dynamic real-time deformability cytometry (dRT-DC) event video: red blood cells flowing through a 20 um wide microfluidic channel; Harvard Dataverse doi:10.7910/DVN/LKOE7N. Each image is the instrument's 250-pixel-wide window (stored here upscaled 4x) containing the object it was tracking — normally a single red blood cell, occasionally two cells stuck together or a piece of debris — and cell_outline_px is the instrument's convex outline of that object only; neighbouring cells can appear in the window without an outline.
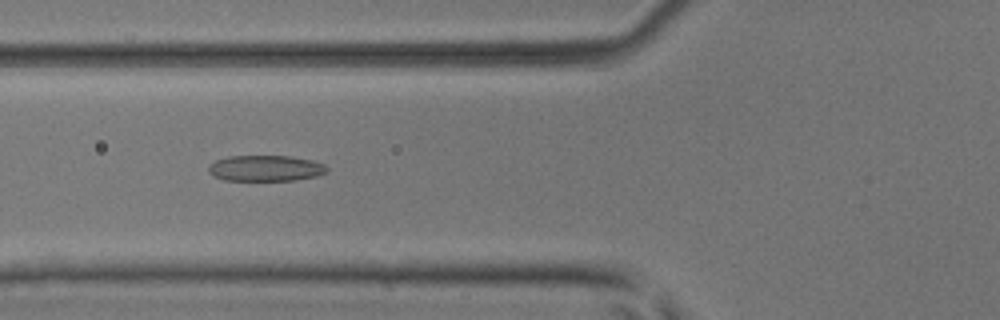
{"species": "common noctule bat (a hibernating species)", "species_latin": "Nyctalus noctula", "temperature_condition": "room temperature", "stored_images_in_passage": 50, "camera_frame_rate_fps": 3000, "um_per_image_px": 0.085, "animal": {"sex": "male", "body_mass_g": 17.9, "forearm_length_mm": 54.2}, "frame": {"image": 1, "passage_image": 20, "time_ms": 6.333, "image_size_px": [1000, 320], "cell_outline_px": [[328, 172], [316, 176], [296, 180], [224, 180], [208, 172], [208, 164], [216, 160], [228, 156], [288, 156], [312, 160], [324, 164], [328, 168]], "centroid_in_image_um": [22.58, 14.3], "position_along_channel_um": 103.2, "area_um2": 17.86}}
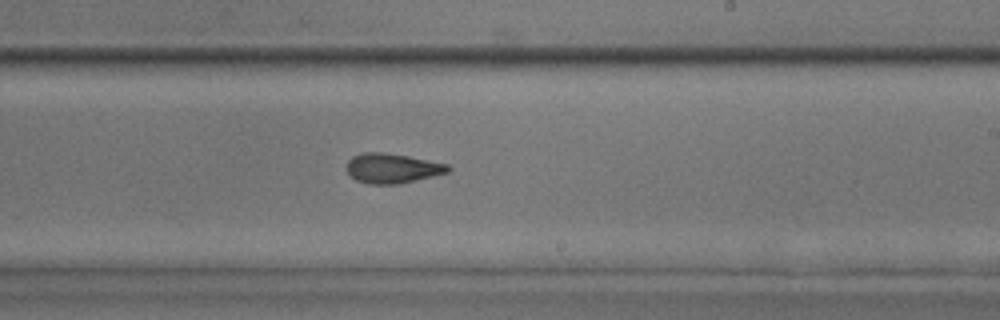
{"frame": {"image": 2, "passage_image": 31, "time_ms": 10.0, "image_size_px": [1000, 320], "cell_outline_px": [[452, 168], [448, 172], [400, 184], [368, 184], [356, 180], [348, 172], [348, 160], [352, 156], [364, 152], [384, 152], [408, 156], [448, 164]], "centroid_in_image_um": [33.35, 14.3], "position_along_channel_um": 255.6, "area_um2": 17.51}}
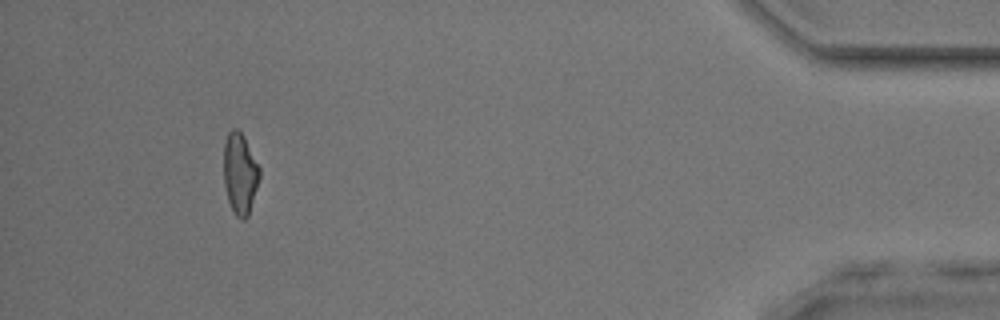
{"frame": {"image": 3, "passage_image": 47, "time_ms": 15.333, "image_size_px": [1000, 320], "cell_outline_px": [[260, 176], [248, 216], [244, 220], [240, 220], [236, 216], [228, 200], [224, 184], [224, 144], [228, 132], [232, 128], [236, 128], [244, 136], [260, 168]], "centroid_in_image_um": [20.39, 14.74], "position_along_channel_um": 414.8, "area_um2": 16.88}, "authors_computed_cell_mechanics": {"area_um2": 17.8024, "velocity_mm_per_s": 4.1667, "shape_relaxation_time_tau1_ms": 6.0796, "shape_relaxation_time_tau2_ms": 2.3547, "deformation_change_tau1": 0.1807, "deformation_change_tau2": 0.1131}}